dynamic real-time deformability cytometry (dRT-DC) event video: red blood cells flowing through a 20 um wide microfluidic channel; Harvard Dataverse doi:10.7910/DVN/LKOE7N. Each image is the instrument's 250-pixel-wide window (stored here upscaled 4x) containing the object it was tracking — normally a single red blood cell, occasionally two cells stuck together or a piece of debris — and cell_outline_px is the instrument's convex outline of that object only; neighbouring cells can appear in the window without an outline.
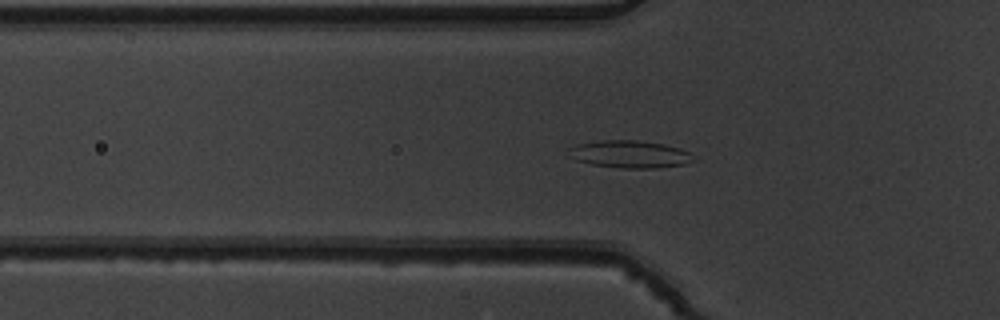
{"species": "common noctule bat (a hibernating species)", "species_latin": "Nyctalus noctula", "temperature_condition": "warm", "stored_images_in_passage": 55, "camera_frame_rate_fps": 3000, "um_per_image_px": 0.085, "animal": {"sex": "male", "body_mass_g": 19.5, "forearm_length_mm": 54.6}, "frame": {"image": 1, "passage_image": 19, "time_ms": 6.0, "image_size_px": [1000, 320], "cell_outline_px": [[696, 160], [684, 164], [656, 168], [620, 168], [592, 164], [576, 160], [572, 156], [568, 148], [576, 144], [600, 140], [636, 140], [664, 144], [680, 148], [688, 152]], "centroid_in_image_um": [53.54, 13.1], "position_along_channel_um": 72.3, "area_um2": 19.83}}
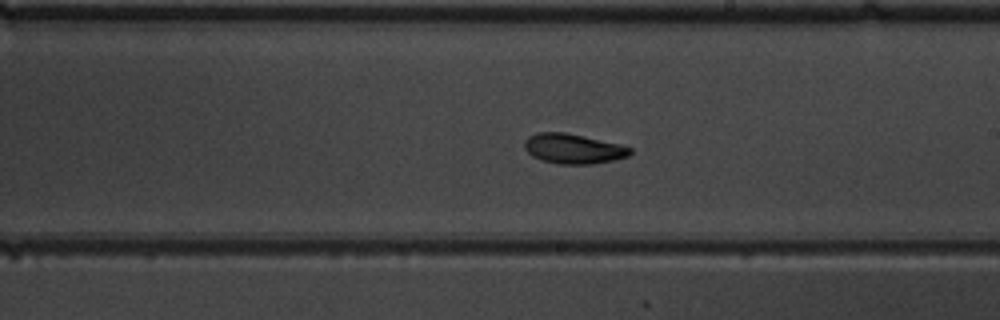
{"frame": {"image": 2, "passage_image": 32, "time_ms": 10.333, "image_size_px": [1000, 320], "cell_outline_px": [[632, 152], [628, 156], [612, 160], [592, 164], [556, 164], [540, 160], [532, 156], [524, 148], [524, 140], [528, 136], [536, 132], [564, 132], [620, 144], [632, 148]], "centroid_in_image_um": [48.69, 12.64], "position_along_channel_um": 240.3, "area_um2": 18.5}}
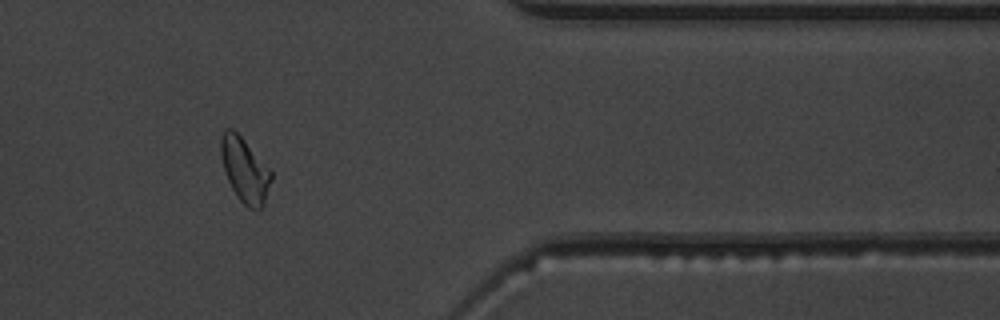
{"frame": {"image": 3, "passage_image": 45, "time_ms": 14.667, "image_size_px": [1000, 320], "cell_outline_px": [[272, 180], [264, 204], [260, 208], [248, 208], [236, 196], [228, 180], [224, 168], [220, 152], [220, 136], [224, 128], [232, 128], [244, 140], [272, 172]], "centroid_in_image_um": [20.79, 14.43], "position_along_channel_um": 390.6, "area_um2": 18.73}, "authors_computed_cell_mechanics": {"area_um2": 18.9584, "velocity_mm_per_s": 3.8823, "shape_relaxation_time_tau1_ms": 2.8406, "shape_relaxation_time_tau2_ms": 4.74, "deformation_change_tau1": 0.1143, "deformation_change_tau2": 0.1041}}